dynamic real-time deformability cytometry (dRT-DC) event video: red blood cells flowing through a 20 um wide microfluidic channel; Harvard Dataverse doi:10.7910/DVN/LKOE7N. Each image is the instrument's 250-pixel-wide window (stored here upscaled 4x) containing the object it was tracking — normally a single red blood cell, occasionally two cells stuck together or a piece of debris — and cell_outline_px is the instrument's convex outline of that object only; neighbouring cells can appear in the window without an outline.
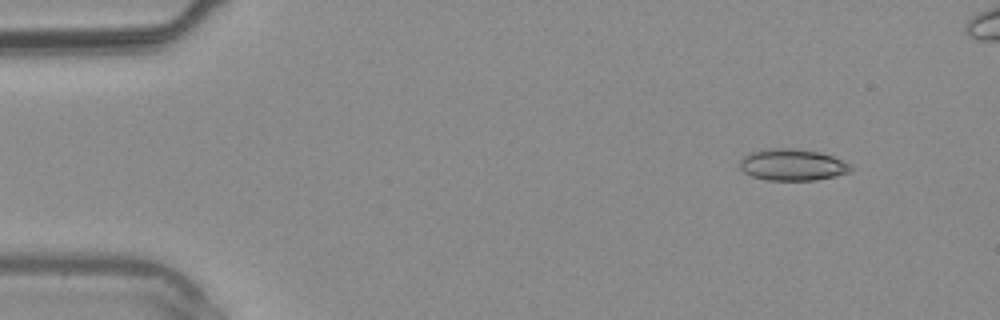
{"species": "common noctule bat (a hibernating species)", "species_latin": "Nyctalus noctula", "temperature_condition": "warm", "stored_images_in_passage": 4, "camera_frame_rate_fps": 3000, "um_per_image_px": 0.085, "animal": {"sex": "male", "body_mass_g": 20.4}, "frame": {"image": 1, "passage_image": 1, "time_ms": 0.0, "image_size_px": [1000, 320], "cell_outline_px": [[856, 168], [848, 172], [836, 176], [816, 180], [768, 180], [752, 176], [744, 172], [740, 168], [740, 160], [744, 156], [752, 152], [768, 148], [792, 148], [820, 152], [832, 156]], "centroid_in_image_um": [67.36, 14.01], "position_along_channel_um": 17.6, "area_um2": 20.35}}